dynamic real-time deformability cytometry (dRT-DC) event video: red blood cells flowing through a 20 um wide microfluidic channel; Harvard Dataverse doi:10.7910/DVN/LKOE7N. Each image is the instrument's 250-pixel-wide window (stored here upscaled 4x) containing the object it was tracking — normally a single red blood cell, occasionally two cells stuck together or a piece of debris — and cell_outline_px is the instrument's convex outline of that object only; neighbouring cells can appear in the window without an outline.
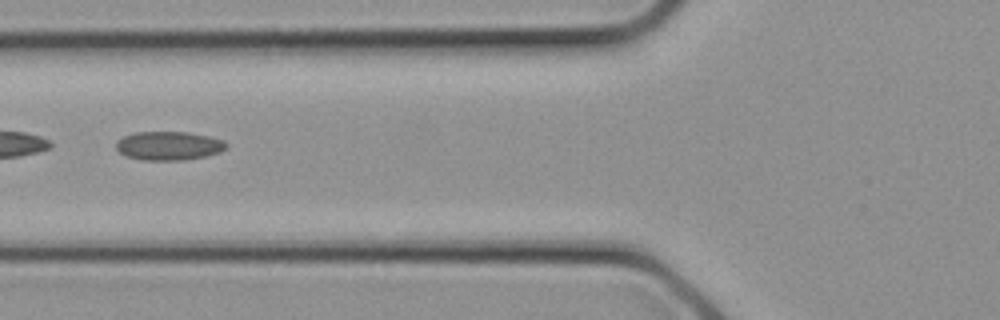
{"species": "common noctule bat (a hibernating species)", "species_latin": "Nyctalus noctula", "temperature_condition": "cold", "stored_images_in_passage": 5, "camera_frame_rate_fps": 3000, "um_per_image_px": 0.085, "animal": {"sex": "female", "body_mass_g": 21.9}, "frame": {"image": 1, "passage_image": 4, "time_ms": 1.0, "image_size_px": [1000, 320], "cell_outline_px": [[228, 148], [220, 152], [204, 156], [184, 160], [140, 160], [124, 156], [116, 148], [116, 140], [124, 136], [136, 132], [188, 132], [208, 136], [224, 140], [228, 144]], "centroid_in_image_um": [14.34, 12.39], "position_along_channel_um": 111.5, "area_um2": 18.61}}